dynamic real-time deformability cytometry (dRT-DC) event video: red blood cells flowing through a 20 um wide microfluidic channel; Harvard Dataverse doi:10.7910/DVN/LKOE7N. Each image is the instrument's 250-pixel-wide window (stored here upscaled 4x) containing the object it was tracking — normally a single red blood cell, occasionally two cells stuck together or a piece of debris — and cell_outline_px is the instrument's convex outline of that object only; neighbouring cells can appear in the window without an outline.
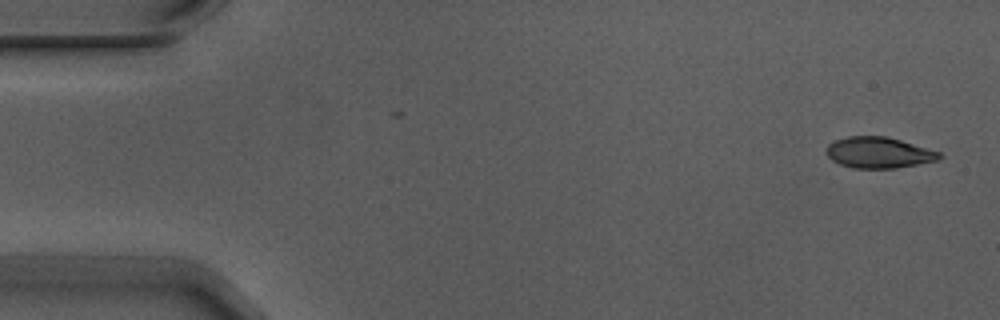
{"species": "Egyptian fruit bat (a non-hibernating species)", "species_latin": "Rousettus aegyptiacus", "temperature_condition": "warm", "stored_images_in_passage": 4, "camera_frame_rate_fps": 3000, "um_per_image_px": 0.085, "animal": {"sex": "male"}, "frame": {"image": 1, "passage_image": 1, "time_ms": 0.0, "image_size_px": [1000, 320], "cell_outline_px": [[944, 156], [940, 160], [896, 168], [852, 168], [840, 164], [832, 160], [828, 156], [828, 144], [836, 140], [848, 136], [888, 136], [940, 152]], "centroid_in_image_um": [74.74, 12.97], "position_along_channel_um": 10.3, "area_um2": 20.4}}